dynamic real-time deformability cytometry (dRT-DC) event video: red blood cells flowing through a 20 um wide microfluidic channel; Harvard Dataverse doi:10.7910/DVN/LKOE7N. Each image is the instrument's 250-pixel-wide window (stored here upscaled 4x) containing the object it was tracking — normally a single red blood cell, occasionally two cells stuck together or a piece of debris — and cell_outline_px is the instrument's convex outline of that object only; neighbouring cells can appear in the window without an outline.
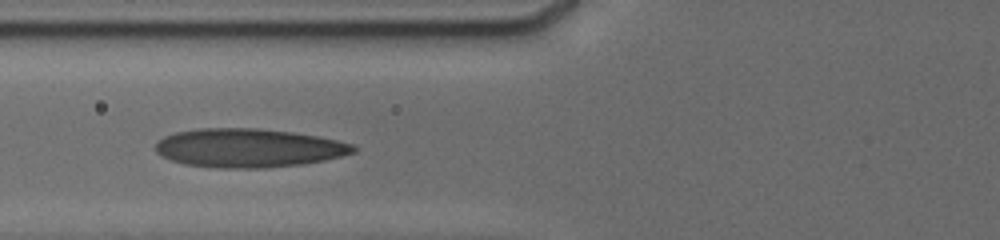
{"species": "human", "species_latin": "Homo sapiens", "temperature_condition": "cold", "stored_images_in_passage": 6, "camera_frame_rate_fps": 3000, "um_per_image_px": 0.085, "donor": {"sex": "male"}, "frame": {"image": 1, "passage_image": 5, "time_ms": 4.667, "image_size_px": [1000, 240], "cell_outline_px": [[356, 152], [324, 160], [304, 164], [264, 168], [216, 168], [184, 164], [160, 156], [156, 152], [156, 144], [164, 136], [176, 132], [196, 128], [256, 128], [292, 132], [316, 136], [356, 144]], "centroid_in_image_um": [21.12, 12.58], "position_along_channel_um": 104.7, "area_um2": 44.8}}
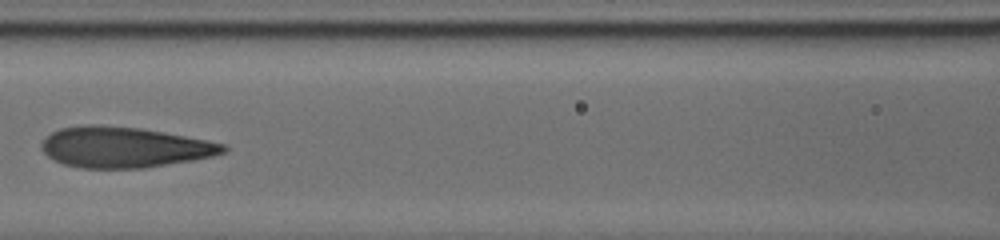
{"frame": {"image": 2, "passage_image": 6, "time_ms": 6.0, "image_size_px": [1000, 240], "cell_outline_px": [[228, 148], [224, 152], [212, 156], [192, 160], [144, 168], [80, 168], [64, 164], [52, 160], [40, 148], [40, 144], [52, 132], [60, 128], [80, 124], [100, 124], [140, 128], [164, 132], [228, 144]], "centroid_in_image_um": [10.53, 12.5], "position_along_channel_um": 156.1, "area_um2": 43.29}}